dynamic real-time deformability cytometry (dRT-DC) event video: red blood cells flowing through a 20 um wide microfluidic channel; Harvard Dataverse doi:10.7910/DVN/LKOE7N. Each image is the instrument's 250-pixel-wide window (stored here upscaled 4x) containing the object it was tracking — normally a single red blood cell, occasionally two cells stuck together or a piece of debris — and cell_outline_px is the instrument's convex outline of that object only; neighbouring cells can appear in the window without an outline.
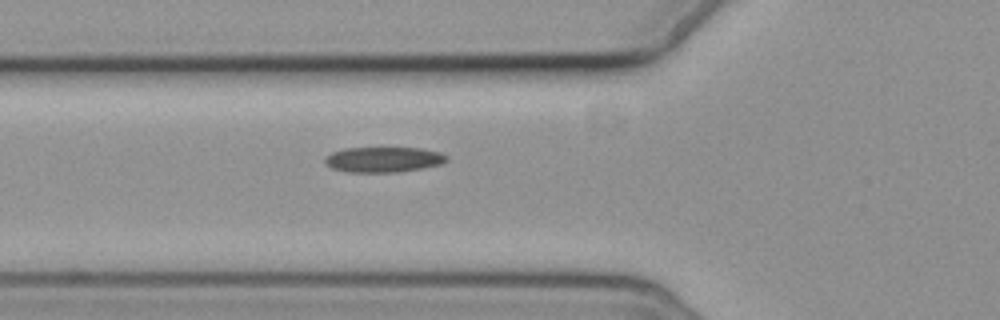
{"species": "common noctule bat (a hibernating species)", "species_latin": "Nyctalus noctula", "temperature_condition": "cold", "stored_images_in_passage": 5, "camera_frame_rate_fps": 3000, "um_per_image_px": 0.085, "animal": {"sex": "female", "body_mass_g": 19.3, "forearm_length_mm": 54.1}, "frame": {"image": 1, "passage_image": 5, "time_ms": 5.667, "image_size_px": [1000, 320], "cell_outline_px": [[448, 160], [440, 164], [400, 172], [348, 172], [332, 168], [324, 160], [332, 152], [344, 148], [420, 148], [440, 152], [448, 156]], "centroid_in_image_um": [32.62, 13.56], "position_along_channel_um": 93.2, "area_um2": 17.8}}